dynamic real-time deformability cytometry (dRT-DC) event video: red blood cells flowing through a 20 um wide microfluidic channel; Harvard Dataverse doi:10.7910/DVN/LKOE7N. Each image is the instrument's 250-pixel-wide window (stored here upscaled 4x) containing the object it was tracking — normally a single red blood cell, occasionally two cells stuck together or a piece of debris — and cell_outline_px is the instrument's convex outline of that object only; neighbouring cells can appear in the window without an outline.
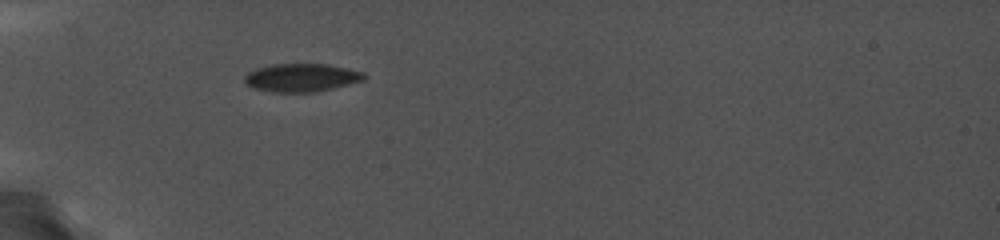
{"species": "common noctule bat (a hibernating species)", "species_latin": "Nyctalus noctula", "temperature_condition": "cold", "stored_images_in_passage": 63, "camera_frame_rate_fps": 5000, "um_per_image_px": 0.085, "animal": {"sex": "female", "body_mass_g": 19.0, "forearm_length_mm": 56.7}, "frame": {"image": 1, "passage_image": 1, "time_ms": 0.0, "image_size_px": [1000, 240], "cell_outline_px": [[368, 76], [364, 80], [328, 88], [308, 92], [280, 92], [256, 88], [248, 84], [244, 80], [244, 76], [248, 72], [256, 68], [272, 64], [328, 64], [348, 68], [364, 72]], "centroid_in_image_um": [25.64, 6.57], "position_along_channel_um": 59.4, "area_um2": 19.19}}
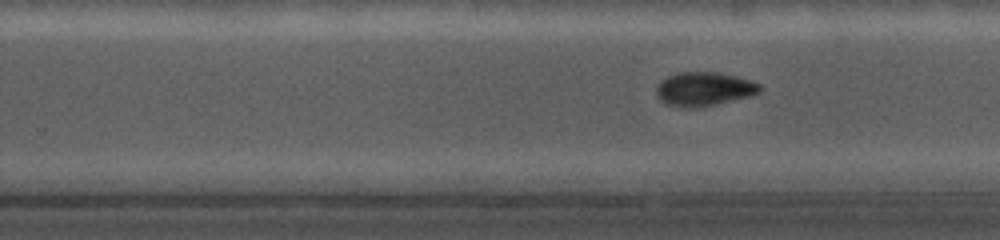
{"frame": {"image": 2, "passage_image": 51, "time_ms": 6.0, "image_size_px": [1000, 240], "cell_outline_px": [[760, 92], [748, 96], [712, 104], [692, 108], [680, 108], [664, 104], [656, 96], [656, 88], [660, 80], [668, 76], [680, 72], [716, 72], [736, 76], [760, 84]], "centroid_in_image_um": [59.75, 7.56], "position_along_channel_um": 270.0, "area_um2": 20.23}}
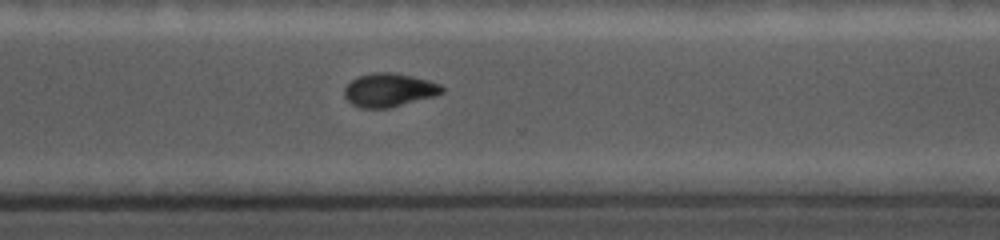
{"frame": {"image": 3, "passage_image": 60, "time_ms": 7.8, "image_size_px": [1000, 240], "cell_outline_px": [[444, 92], [436, 96], [388, 108], [360, 108], [352, 104], [344, 96], [344, 88], [356, 76], [372, 72], [396, 72], [428, 80], [440, 84], [444, 88]], "centroid_in_image_um": [33.07, 7.64], "position_along_channel_um": 337.5, "area_um2": 19.25}}